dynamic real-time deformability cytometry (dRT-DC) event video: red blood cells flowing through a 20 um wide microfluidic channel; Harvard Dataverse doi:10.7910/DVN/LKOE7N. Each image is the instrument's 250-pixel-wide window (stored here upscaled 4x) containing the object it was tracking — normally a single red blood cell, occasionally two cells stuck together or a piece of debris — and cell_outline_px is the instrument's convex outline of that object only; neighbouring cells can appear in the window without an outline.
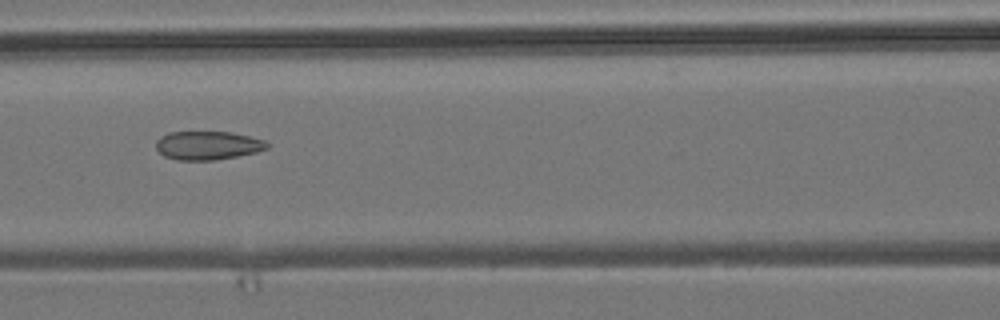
{"species": "common noctule bat (a hibernating species)", "species_latin": "Nyctalus noctula", "temperature_condition": "room temperature", "stored_images_in_passage": 7, "camera_frame_rate_fps": 3000, "um_per_image_px": 0.085, "animal": {"sex": "male", "body_mass_g": 19.2, "forearm_length_mm": 51.8}, "frame": {"image": 1, "passage_image": 6, "time_ms": 1.667, "image_size_px": [1000, 320], "cell_outline_px": [[268, 148], [256, 152], [236, 156], [212, 160], [176, 160], [164, 156], [156, 148], [156, 140], [160, 136], [168, 132], [228, 132], [248, 136], [264, 140], [268, 144]], "centroid_in_image_um": [17.61, 12.36], "position_along_channel_um": 149.0, "area_um2": 18.38}}
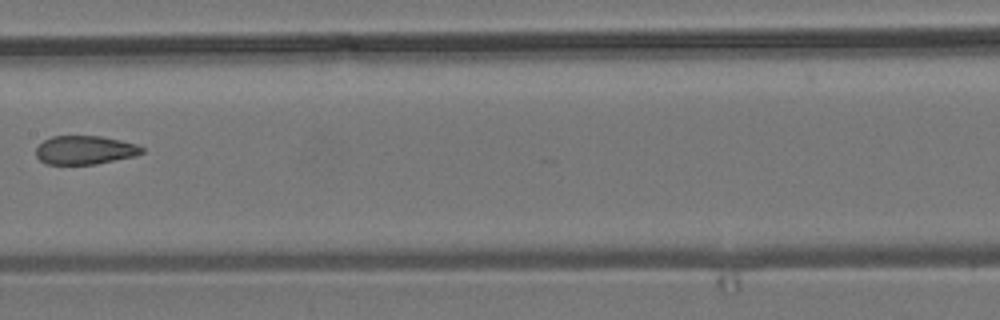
{"frame": {"image": 2, "passage_image": 7, "time_ms": 2.0, "image_size_px": [1000, 320], "cell_outline_px": [[144, 152], [136, 156], [96, 164], [44, 164], [36, 156], [36, 148], [44, 140], [52, 136], [100, 136], [120, 140], [136, 144], [144, 148]], "centroid_in_image_um": [7.22, 12.76], "position_along_channel_um": 200.2, "area_um2": 17.74}}